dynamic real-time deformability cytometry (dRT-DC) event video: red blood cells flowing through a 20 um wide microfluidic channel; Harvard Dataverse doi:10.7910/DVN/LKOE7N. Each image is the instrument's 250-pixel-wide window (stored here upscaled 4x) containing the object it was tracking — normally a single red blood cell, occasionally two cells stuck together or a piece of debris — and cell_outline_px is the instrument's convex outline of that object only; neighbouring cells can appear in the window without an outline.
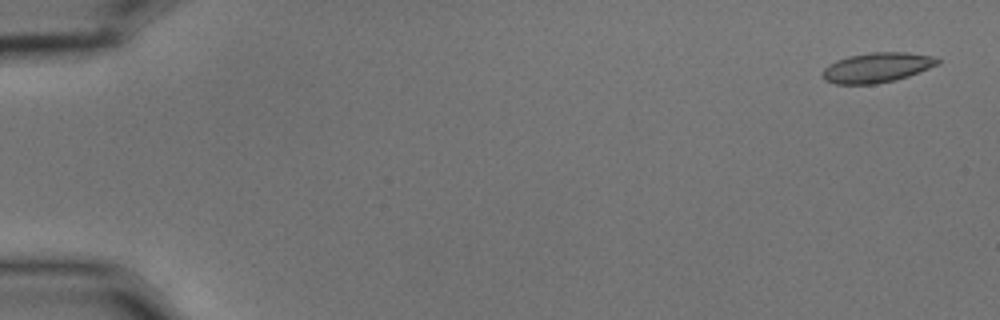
{"species": "common noctule bat (a hibernating species)", "species_latin": "Nyctalus noctula", "temperature_condition": "cold", "stored_images_in_passage": 55, "camera_frame_rate_fps": 3000, "um_per_image_px": 0.085, "animal": {"sex": "male", "body_mass_g": 15.6}, "frame": {"image": 1, "passage_image": 1, "time_ms": 0.0, "image_size_px": [1000, 320], "cell_outline_px": [[940, 64], [908, 76], [896, 80], [876, 84], [836, 84], [824, 80], [824, 68], [828, 64], [836, 60], [848, 56], [872, 52], [904, 52], [932, 56], [940, 60]], "centroid_in_image_um": [74.54, 5.74], "position_along_channel_um": 10.5, "area_um2": 20.0}}
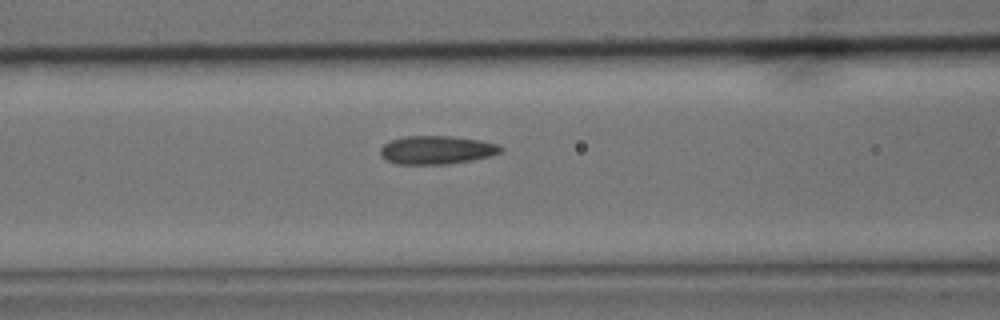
{"frame": {"image": 2, "passage_image": 23, "time_ms": 7.333, "image_size_px": [1000, 320], "cell_outline_px": [[504, 148], [500, 152], [488, 156], [472, 160], [448, 164], [396, 164], [384, 160], [380, 156], [380, 148], [384, 144], [392, 140], [404, 136], [452, 136], [480, 140], [496, 144]], "centroid_in_image_um": [37.07, 12.75], "position_along_channel_um": 129.5, "area_um2": 19.94}}
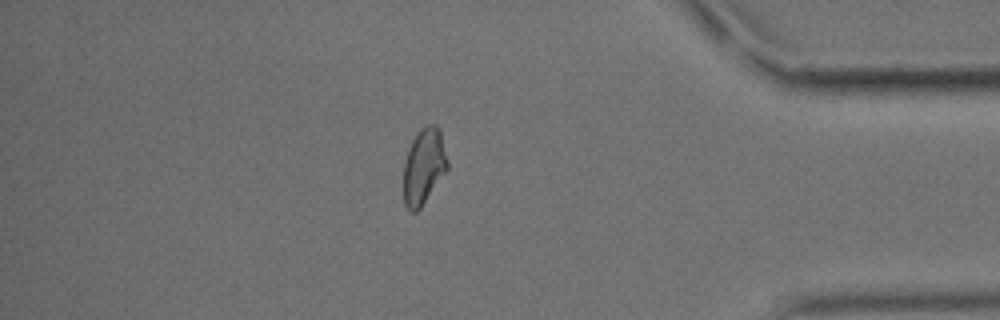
{"frame": {"image": 3, "passage_image": 48, "time_ms": 15.667, "image_size_px": [1000, 320], "cell_outline_px": [[448, 168], [420, 208], [416, 212], [412, 212], [404, 204], [404, 160], [408, 148], [412, 140], [420, 128], [424, 124], [436, 124], [440, 128], [448, 160]], "centroid_in_image_um": [36.03, 14.08], "position_along_channel_um": 399.2, "area_um2": 19.54}, "authors_computed_cell_mechanics": {"area_um2": 19.7676, "velocity_mm_per_s": 3.5749, "shape_relaxation_time_tau1_ms": 9.2402, "shape_relaxation_time_tau2_ms": 2.6943, "deformation_change_tau1": 0.1583, "deformation_change_tau2": 0.0816}}